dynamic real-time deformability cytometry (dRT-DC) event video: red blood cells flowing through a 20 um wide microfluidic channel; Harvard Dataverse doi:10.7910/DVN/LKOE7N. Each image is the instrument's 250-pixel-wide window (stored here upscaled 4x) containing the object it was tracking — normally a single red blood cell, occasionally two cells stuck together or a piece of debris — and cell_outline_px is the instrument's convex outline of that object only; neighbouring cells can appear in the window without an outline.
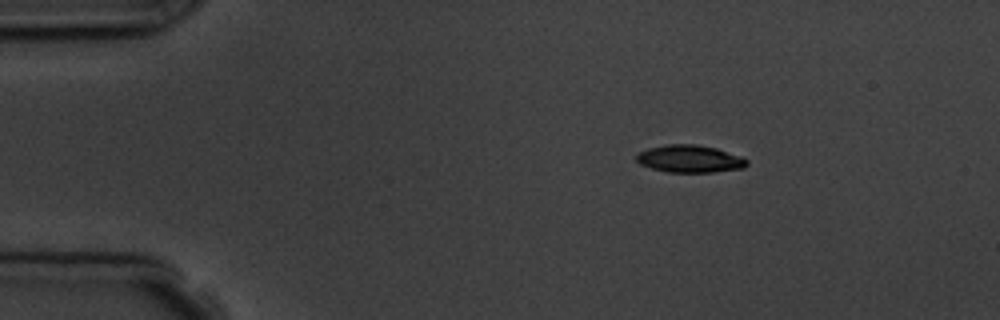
{"species": "common noctule bat (a hibernating species)", "species_latin": "Nyctalus noctula", "temperature_condition": "room temperature", "stored_images_in_passage": 5, "camera_frame_rate_fps": 3000, "um_per_image_px": 0.085, "animal": {"sex": "male", "body_mass_g": 19.5, "forearm_length_mm": 54.6}, "frame": {"image": 1, "passage_image": 3, "time_ms": 2.333, "image_size_px": [1000, 320], "cell_outline_px": [[748, 164], [744, 168], [712, 172], [668, 172], [652, 168], [640, 164], [636, 160], [636, 152], [648, 148], [668, 144], [696, 144], [716, 148], [740, 156], [748, 160]], "centroid_in_image_um": [58.61, 13.49], "position_along_channel_um": 26.4, "area_um2": 17.69}}